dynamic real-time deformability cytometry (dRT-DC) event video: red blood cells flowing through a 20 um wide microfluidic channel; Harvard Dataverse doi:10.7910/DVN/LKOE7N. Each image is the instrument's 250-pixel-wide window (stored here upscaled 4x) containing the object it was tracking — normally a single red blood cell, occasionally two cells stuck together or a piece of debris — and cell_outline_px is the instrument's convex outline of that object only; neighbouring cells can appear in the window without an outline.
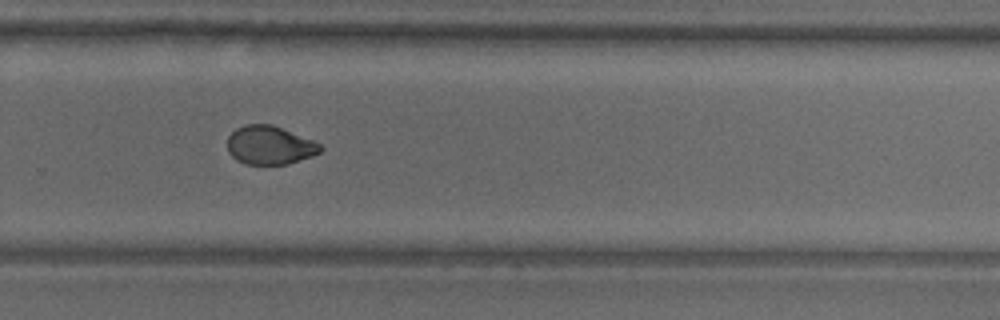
{"species": "common noctule bat (a hibernating species)", "species_latin": "Nyctalus noctula", "temperature_condition": "warm", "stored_images_in_passage": 46, "camera_frame_rate_fps": 3000, "um_per_image_px": 0.085, "animal": {"sex": "male", "body_mass_g": 18.8}, "frame": {"image": 1, "passage_image": 27, "time_ms": 8.667, "image_size_px": [1000, 320], "cell_outline_px": [[324, 148], [320, 152], [312, 156], [288, 164], [244, 164], [236, 160], [228, 152], [228, 136], [236, 128], [244, 124], [272, 124], [312, 140], [320, 144]], "centroid_in_image_um": [22.91, 12.34], "position_along_channel_um": 306.9, "area_um2": 20.92}}